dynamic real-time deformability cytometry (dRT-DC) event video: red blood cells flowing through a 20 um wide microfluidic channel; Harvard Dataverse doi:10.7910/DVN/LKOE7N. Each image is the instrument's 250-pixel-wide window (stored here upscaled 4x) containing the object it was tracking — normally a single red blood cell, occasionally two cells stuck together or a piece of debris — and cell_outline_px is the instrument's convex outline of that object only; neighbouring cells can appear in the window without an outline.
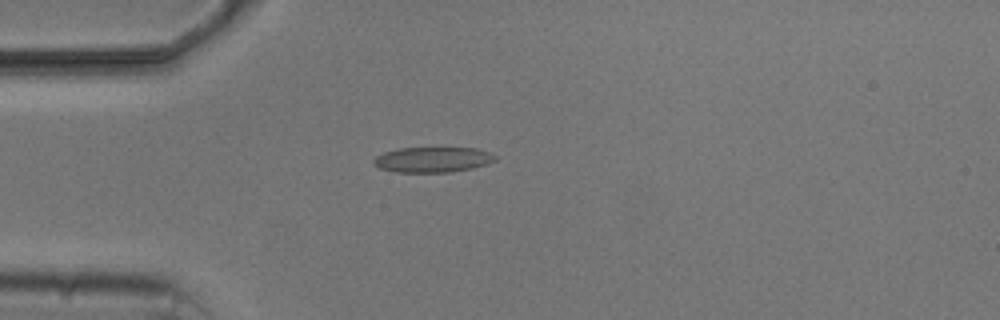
{"species": "common noctule bat (a hibernating species)", "species_latin": "Nyctalus noctula", "temperature_condition": "cold", "stored_images_in_passage": 5, "camera_frame_rate_fps": 3000, "um_per_image_px": 0.085, "animal": {"sex": "male", "body_mass_g": 20.5, "forearm_length_mm": 52.5}, "frame": {"image": 1, "passage_image": 5, "time_ms": 4.333, "image_size_px": [1000, 320], "cell_outline_px": [[496, 160], [472, 168], [448, 172], [396, 172], [380, 168], [372, 164], [372, 160], [376, 156], [384, 152], [400, 148], [476, 148], [488, 152], [496, 156]], "centroid_in_image_um": [36.73, 13.56], "position_along_channel_um": 48.3, "area_um2": 17.8}}